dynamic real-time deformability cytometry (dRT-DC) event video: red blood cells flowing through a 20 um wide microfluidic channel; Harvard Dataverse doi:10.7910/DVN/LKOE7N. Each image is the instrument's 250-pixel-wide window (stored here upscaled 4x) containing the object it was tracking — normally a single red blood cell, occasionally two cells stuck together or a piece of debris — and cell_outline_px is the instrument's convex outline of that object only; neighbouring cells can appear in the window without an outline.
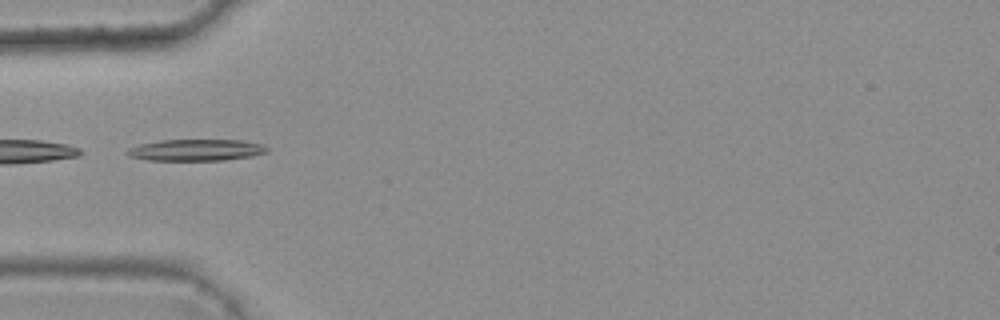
{"species": "common noctule bat (a hibernating species)", "species_latin": "Nyctalus noctula", "temperature_condition": "warm", "stored_images_in_passage": 6, "camera_frame_rate_fps": 3000, "um_per_image_px": 0.085, "animal": {"sex": "female", "body_mass_g": 25.1}, "frame": {"image": 1, "passage_image": 3, "time_ms": 0.667, "image_size_px": [1000, 320], "cell_outline_px": [[268, 152], [252, 156], [224, 160], [148, 160], [128, 156], [124, 152], [128, 148], [140, 144], [160, 140], [240, 140], [264, 144], [268, 148]], "centroid_in_image_um": [16.66, 12.75], "position_along_channel_um": 68.3, "area_um2": 17.63}}
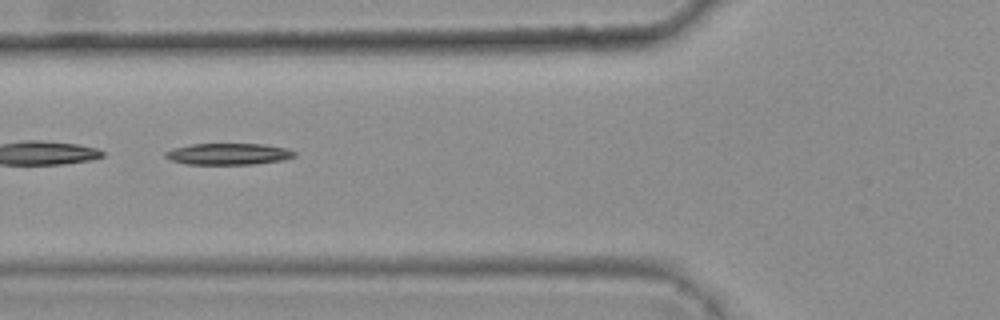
{"frame": {"image": 2, "passage_image": 4, "time_ms": 1.0, "image_size_px": [1000, 320], "cell_outline_px": [[296, 156], [284, 160], [256, 164], [184, 164], [172, 160], [164, 156], [164, 152], [172, 148], [192, 144], [264, 144], [288, 148], [296, 152]], "centroid_in_image_um": [19.44, 13.09], "position_along_channel_um": 106.4, "area_um2": 16.3}}
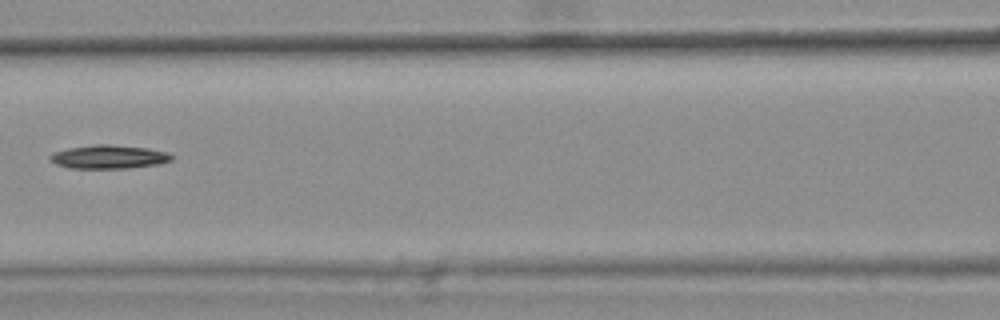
{"frame": {"image": 3, "passage_image": 5, "time_ms": 1.333, "image_size_px": [1000, 320], "cell_outline_px": [[172, 160], [160, 164], [128, 168], [68, 168], [56, 164], [48, 160], [48, 156], [56, 152], [68, 148], [96, 144], [112, 144], [148, 148], [168, 152], [172, 156]], "centroid_in_image_um": [9.25, 13.33], "position_along_channel_um": 157.4, "area_um2": 16.82}}